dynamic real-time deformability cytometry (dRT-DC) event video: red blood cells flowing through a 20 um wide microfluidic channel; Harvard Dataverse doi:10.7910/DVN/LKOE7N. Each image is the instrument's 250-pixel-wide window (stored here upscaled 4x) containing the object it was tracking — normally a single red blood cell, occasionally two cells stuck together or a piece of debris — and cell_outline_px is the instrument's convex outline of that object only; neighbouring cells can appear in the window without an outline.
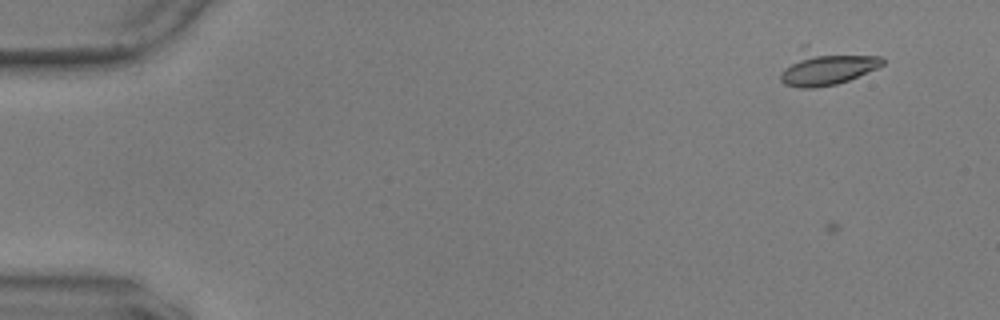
{"species": "common noctule bat (a hibernating species)", "species_latin": "Nyctalus noctula", "temperature_condition": "warm", "stored_images_in_passage": 20, "camera_frame_rate_fps": 3000, "um_per_image_px": 0.085, "animal": {"sex": "male", "body_mass_g": 17.9, "forearm_length_mm": 54.2}, "frame": {"image": 1, "passage_image": 7, "time_ms": 2.0, "image_size_px": [1000, 320], "cell_outline_px": [[884, 64], [876, 68], [848, 80], [836, 84], [812, 88], [800, 88], [784, 84], [780, 80], [780, 72], [804, 44], [808, 44], [880, 56], [884, 60]], "centroid_in_image_um": [70.23, 5.66], "position_along_channel_um": 14.8, "area_um2": 21.73}}
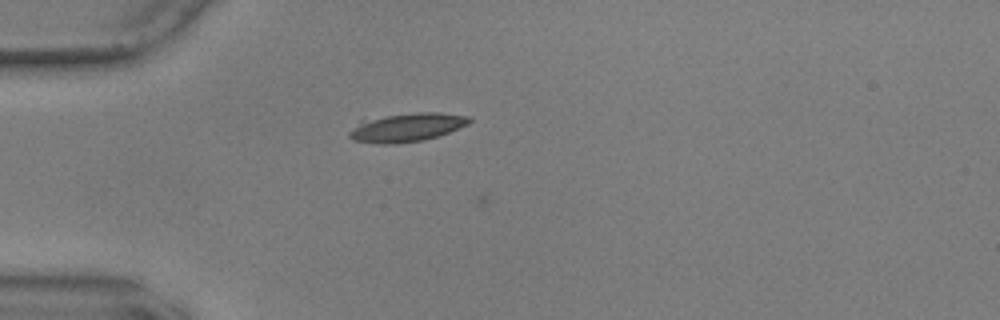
{"frame": {"image": 2, "passage_image": 19, "time_ms": 6.0, "image_size_px": [1000, 320], "cell_outline_px": [[472, 120], [468, 124], [448, 132], [424, 140], [392, 144], [380, 144], [352, 140], [348, 136], [348, 132], [360, 120], [384, 116], [416, 112], [440, 112], [468, 116]], "centroid_in_image_um": [34.53, 10.82], "position_along_channel_um": 50.5, "area_um2": 20.0}}